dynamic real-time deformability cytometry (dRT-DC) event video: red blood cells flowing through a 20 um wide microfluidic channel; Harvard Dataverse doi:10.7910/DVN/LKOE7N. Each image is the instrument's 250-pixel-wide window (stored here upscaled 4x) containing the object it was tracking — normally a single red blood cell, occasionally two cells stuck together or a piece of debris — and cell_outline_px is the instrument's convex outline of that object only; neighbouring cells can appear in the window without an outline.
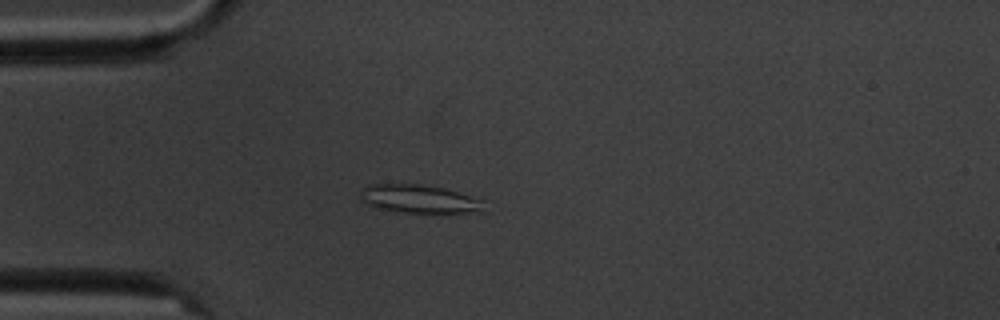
{"species": "common noctule bat (a hibernating species)", "species_latin": "Nyctalus noctula", "temperature_condition": "cold", "stored_images_in_passage": 10, "camera_frame_rate_fps": 3000, "um_per_image_px": 0.085, "animal": {"sex": "male", "body_mass_g": 20.1, "forearm_length_mm": 53.5}, "frame": {"image": 1, "passage_image": 5, "time_ms": 4.667, "image_size_px": [1000, 320], "cell_outline_px": [[484, 212], [396, 212], [376, 208], [360, 200], [360, 192], [368, 184], [420, 184], [444, 188], [484, 200]], "centroid_in_image_um": [35.61, 16.91], "position_along_channel_um": 49.4, "area_um2": 20.4}}
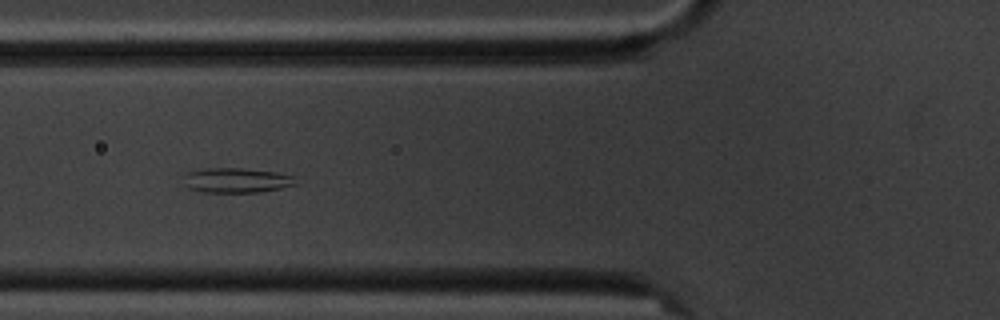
{"frame": {"image": 2, "passage_image": 7, "time_ms": 6.667, "image_size_px": [1000, 320], "cell_outline_px": [[296, 184], [280, 188], [260, 192], [204, 192], [188, 188], [184, 184], [180, 172], [208, 168], [244, 168], [276, 172], [292, 176]], "centroid_in_image_um": [19.98, 15.31], "position_along_channel_um": 105.8, "area_um2": 16.42}}
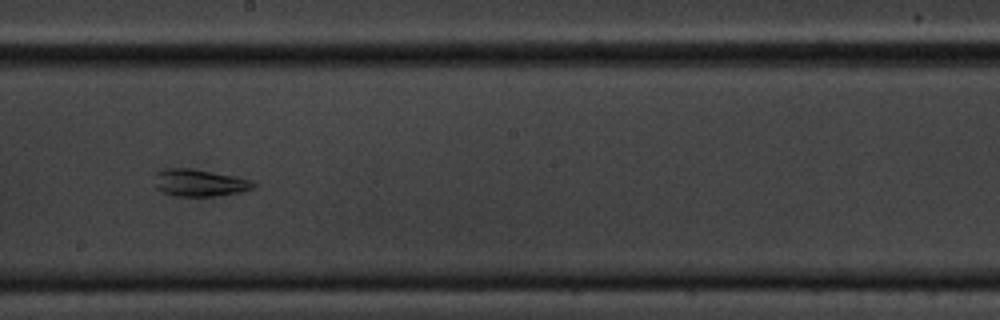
{"frame": {"image": 3, "passage_image": 10, "time_ms": 10.333, "image_size_px": [1000, 320], "cell_outline_px": [[256, 184], [252, 188], [240, 192], [216, 196], [176, 196], [160, 192], [156, 188], [156, 172], [164, 168], [188, 168], [236, 176], [248, 180]], "centroid_in_image_um": [16.91, 15.54], "position_along_channel_um": 231.3, "area_um2": 15.49}}